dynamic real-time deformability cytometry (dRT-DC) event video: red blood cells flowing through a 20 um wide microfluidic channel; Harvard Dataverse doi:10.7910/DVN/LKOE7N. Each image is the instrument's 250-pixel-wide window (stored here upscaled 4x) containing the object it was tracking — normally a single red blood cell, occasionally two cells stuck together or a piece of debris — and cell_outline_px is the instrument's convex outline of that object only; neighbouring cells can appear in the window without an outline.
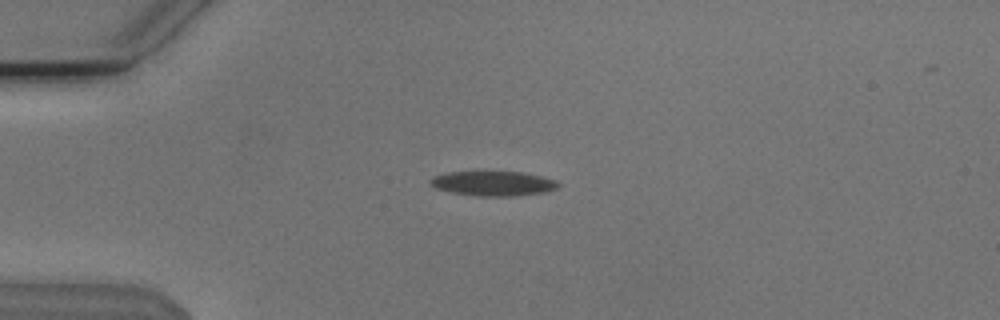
{"species": "Egyptian fruit bat (a non-hibernating species)", "species_latin": "Rousettus aegyptiacus", "temperature_condition": "cold", "stored_images_in_passage": 43, "camera_frame_rate_fps": 3000, "um_per_image_px": 0.085, "animal": {"sex": "male"}, "frame": {"image": 1, "passage_image": 3, "time_ms": 0.667, "image_size_px": [1000, 320], "cell_outline_px": [[560, 184], [556, 188], [544, 192], [512, 196], [476, 196], [452, 192], [436, 188], [428, 184], [428, 180], [432, 176], [444, 172], [524, 172], [544, 176], [556, 180]], "centroid_in_image_um": [41.89, 15.58], "position_along_channel_um": 43.1, "area_um2": 18.55}}
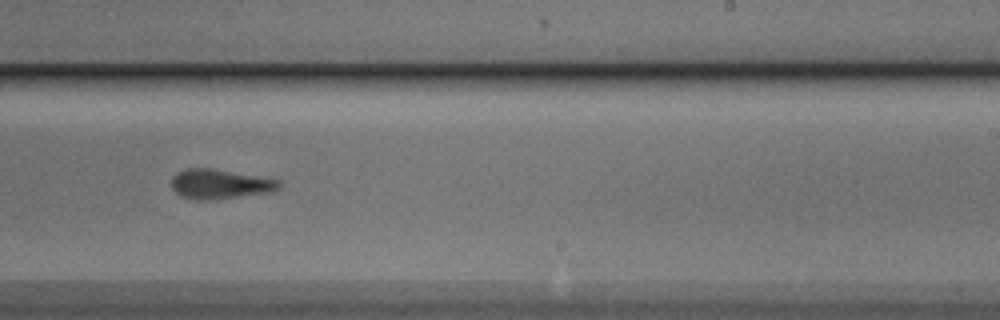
{"frame": {"image": 2, "passage_image": 23, "time_ms": 7.333, "image_size_px": [1000, 320], "cell_outline_px": [[280, 188], [268, 192], [208, 200], [196, 200], [180, 196], [172, 188], [172, 176], [176, 172], [188, 168], [212, 168], [280, 180]], "centroid_in_image_um": [18.64, 15.63], "position_along_channel_um": 270.4, "area_um2": 18.38}}
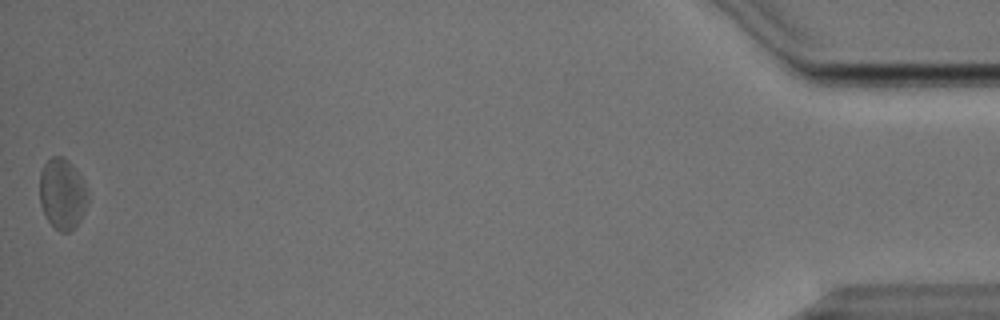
{"frame": {"image": 3, "passage_image": 43, "time_ms": 14.0, "image_size_px": [1000, 320], "cell_outline_px": [[88, 204], [80, 220], [68, 232], [60, 232], [48, 220], [40, 204], [40, 172], [44, 164], [52, 156], [64, 156], [72, 164], [84, 180], [88, 192]], "centroid_in_image_um": [5.31, 16.44], "position_along_channel_um": 429.9, "area_um2": 19.94}, "authors_computed_cell_mechanics": {"area_um2": 18.6116, "velocity_mm_per_s": 3.807, "shape_relaxation_time_tau1_ms": 5.4721, "shape_relaxation_time_tau2_ms": 3.854, "deformation_change_tau1": 0.1475, "deformation_change_tau2": 0.13}}